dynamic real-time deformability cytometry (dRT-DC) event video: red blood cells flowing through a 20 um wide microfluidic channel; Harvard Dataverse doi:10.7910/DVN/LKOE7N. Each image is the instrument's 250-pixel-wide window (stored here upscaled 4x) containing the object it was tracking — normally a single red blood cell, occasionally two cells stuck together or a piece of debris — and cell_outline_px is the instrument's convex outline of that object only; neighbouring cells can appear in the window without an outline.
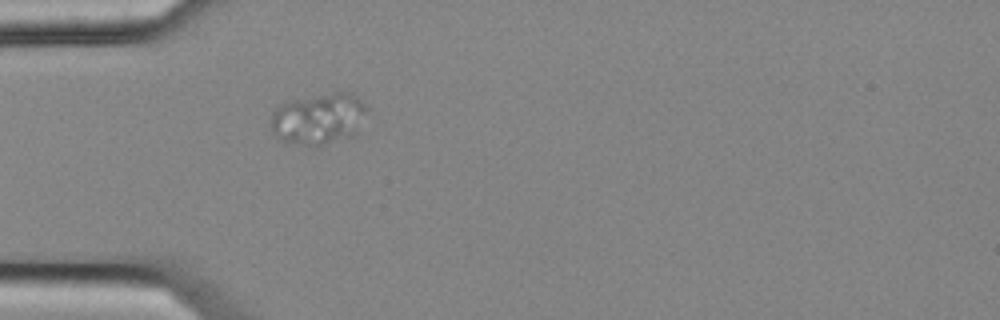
{"species": "common noctule bat (a hibernating species)", "species_latin": "Nyctalus noctula", "temperature_condition": "cold", "stored_images_in_passage": 1, "camera_frame_rate_fps": 3000, "um_per_image_px": 0.085, "animal": {"sex": "female", "body_mass_g": 25.1}, "frame": {"image": 1, "passage_image": 1, "time_ms": 0.0, "image_size_px": [1000, 320], "cell_outline_px": [[368, 108], [360, 136], [316, 148], [284, 140], [276, 136], [272, 132], [272, 112], [284, 100], [332, 92], [352, 92]], "centroid_in_image_um": [27.17, 10.11], "position_along_channel_um": 57.8, "area_um2": 30.0}}